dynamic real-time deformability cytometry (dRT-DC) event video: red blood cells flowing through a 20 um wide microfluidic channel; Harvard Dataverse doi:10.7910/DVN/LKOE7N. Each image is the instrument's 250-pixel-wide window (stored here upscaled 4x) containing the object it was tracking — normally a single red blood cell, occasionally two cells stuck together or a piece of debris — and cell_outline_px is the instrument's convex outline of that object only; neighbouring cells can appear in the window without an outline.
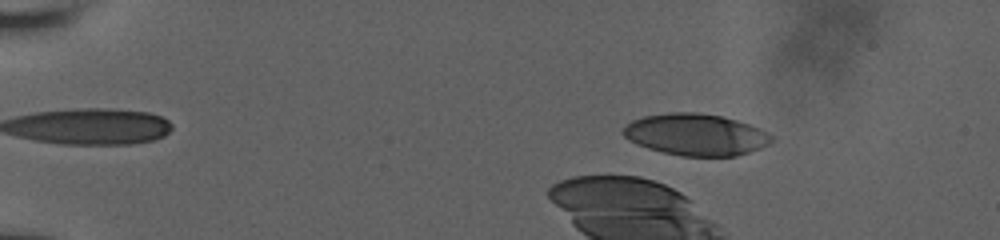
{"species": "human", "species_latin": "Homo sapiens", "temperature_condition": "room temperature", "stored_images_in_passage": 5, "camera_frame_rate_fps": 3000, "um_per_image_px": 0.085, "donor": {"sex": "male"}, "frame": {"image": 1, "passage_image": 3, "time_ms": 2.0, "image_size_px": [1000, 240], "cell_outline_px": [[772, 140], [768, 144], [760, 148], [736, 156], [680, 156], [648, 148], [636, 144], [628, 140], [620, 132], [632, 120], [644, 116], [668, 112], [696, 112], [720, 116], [736, 120], [760, 128], [772, 136]], "centroid_in_image_um": [59.11, 11.44], "position_along_channel_um": 25.9, "area_um2": 35.95}}